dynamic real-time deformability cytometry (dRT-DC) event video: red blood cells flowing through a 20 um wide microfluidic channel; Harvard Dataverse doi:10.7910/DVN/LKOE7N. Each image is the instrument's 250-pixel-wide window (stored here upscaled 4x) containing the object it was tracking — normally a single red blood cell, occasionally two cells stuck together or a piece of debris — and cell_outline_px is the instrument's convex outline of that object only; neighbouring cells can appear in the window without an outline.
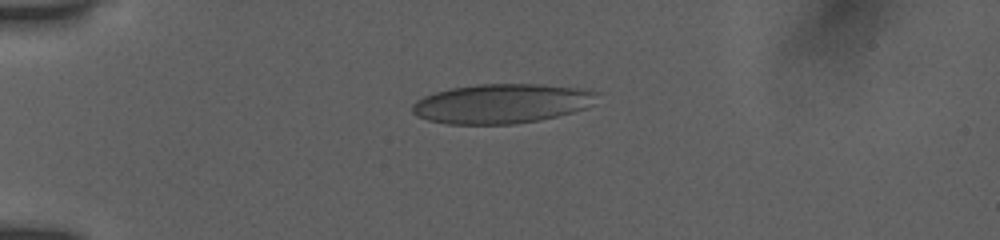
{"species": "human", "species_latin": "Homo sapiens", "temperature_condition": "room temperature", "stored_images_in_passage": 16, "camera_frame_rate_fps": 3000, "um_per_image_px": 0.085, "donor": {"sex": "female"}, "frame": {"image": 1, "passage_image": 1, "time_ms": 0.0, "image_size_px": [1000, 240], "cell_outline_px": [[596, 92], [584, 108], [572, 112], [540, 120], [512, 124], [448, 124], [428, 120], [416, 116], [412, 112], [412, 104], [416, 100], [424, 96], [436, 92], [452, 88], [476, 84], [536, 84], [572, 88]], "centroid_in_image_um": [42.49, 8.82], "position_along_channel_um": 42.5, "area_um2": 41.73}}
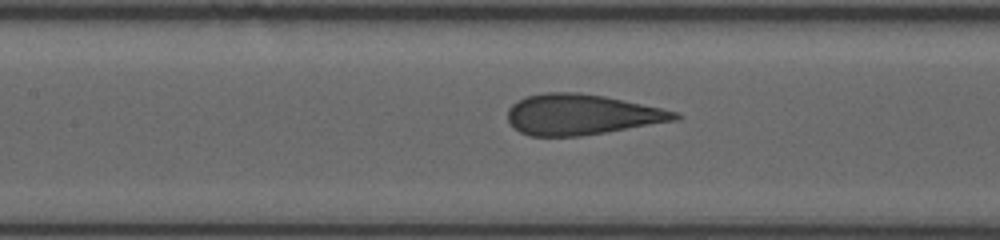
{"frame": {"image": 2, "passage_image": 10, "time_ms": 4.0, "image_size_px": [1000, 240], "cell_outline_px": [[684, 116], [676, 120], [580, 136], [528, 136], [512, 128], [508, 120], [508, 108], [516, 100], [528, 96], [544, 92], [580, 92], [604, 96], [660, 108], [676, 112]], "centroid_in_image_um": [49.36, 9.73], "position_along_channel_um": 158.0, "area_um2": 39.36}}
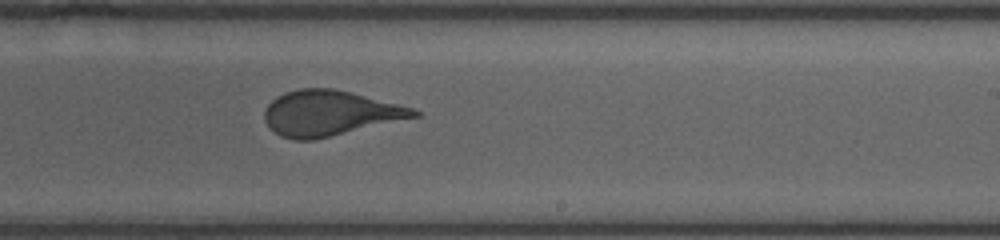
{"frame": {"image": 3, "passage_image": 16, "time_ms": 6.667, "image_size_px": [1000, 240], "cell_outline_px": [[420, 116], [312, 140], [292, 140], [280, 136], [268, 128], [264, 120], [264, 112], [268, 104], [276, 96], [284, 92], [300, 88], [332, 88], [352, 92], [412, 108], [420, 112]], "centroid_in_image_um": [27.96, 9.62], "position_along_channel_um": 261.0, "area_um2": 39.3}}